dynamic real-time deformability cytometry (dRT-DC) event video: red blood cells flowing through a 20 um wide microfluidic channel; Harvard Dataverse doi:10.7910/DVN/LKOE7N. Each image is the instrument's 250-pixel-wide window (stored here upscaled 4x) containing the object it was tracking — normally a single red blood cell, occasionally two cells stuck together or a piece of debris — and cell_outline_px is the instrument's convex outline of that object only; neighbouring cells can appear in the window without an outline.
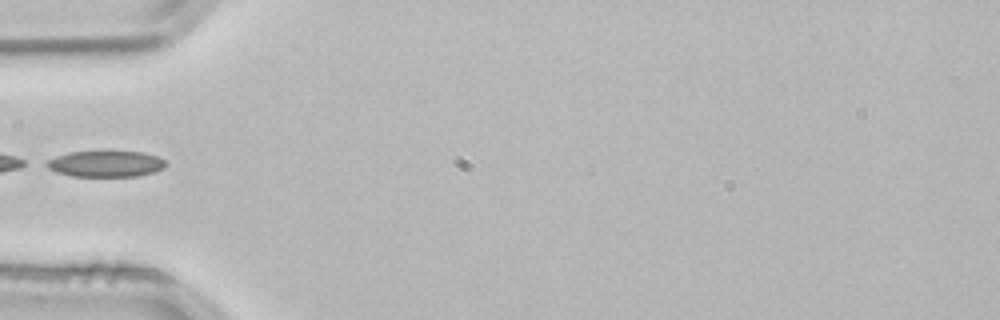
{"species": "common noctule bat (a hibernating species)", "species_latin": "Nyctalus noctula", "temperature_condition": "room temperature", "stored_images_in_passage": 2, "camera_frame_rate_fps": 3000, "um_per_image_px": 0.085, "animal": {"sex": "male", "body_mass_g": 21.5, "forearm_length_mm": 52.0}, "frame": {"image": 1, "passage_image": 2, "time_ms": 0.333, "image_size_px": [1000, 320], "cell_outline_px": [[164, 168], [152, 172], [136, 176], [72, 176], [56, 172], [40, 164], [44, 160], [68, 152], [104, 148], [144, 152], [156, 156], [164, 160]], "centroid_in_image_um": [8.88, 13.86], "position_along_channel_um": 76.1, "area_um2": 19.19}}